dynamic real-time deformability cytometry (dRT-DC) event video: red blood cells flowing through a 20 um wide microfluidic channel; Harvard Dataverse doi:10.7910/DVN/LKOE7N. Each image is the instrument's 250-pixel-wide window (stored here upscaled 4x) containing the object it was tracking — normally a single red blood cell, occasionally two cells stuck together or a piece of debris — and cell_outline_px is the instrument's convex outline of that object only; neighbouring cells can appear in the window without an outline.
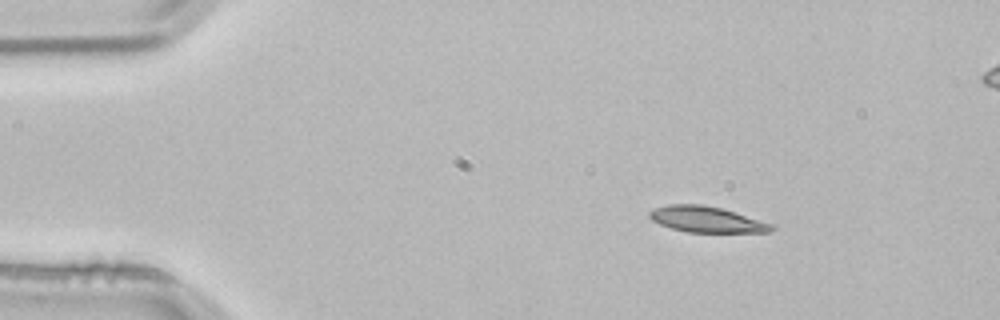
{"species": "common noctule bat (a hibernating species)", "species_latin": "Nyctalus noctula", "temperature_condition": "room temperature", "stored_images_in_passage": 3, "segment_of_instrument_passage": [1, 2], "camera_frame_rate_fps": 3000, "um_per_image_px": 0.085, "animal": {"sex": "male", "body_mass_g": 21.5, "forearm_length_mm": 52.0}, "frame": {"image": 1, "passage_image": 1, "time_ms": 0.0, "image_size_px": [1000, 320], "cell_outline_px": [[776, 228], [768, 232], [688, 232], [672, 228], [660, 224], [652, 220], [648, 216], [648, 212], [652, 208], [668, 204], [700, 204], [720, 208], [772, 224]], "centroid_in_image_um": [59.99, 18.64], "position_along_channel_um": 25.0, "area_um2": 18.21}}